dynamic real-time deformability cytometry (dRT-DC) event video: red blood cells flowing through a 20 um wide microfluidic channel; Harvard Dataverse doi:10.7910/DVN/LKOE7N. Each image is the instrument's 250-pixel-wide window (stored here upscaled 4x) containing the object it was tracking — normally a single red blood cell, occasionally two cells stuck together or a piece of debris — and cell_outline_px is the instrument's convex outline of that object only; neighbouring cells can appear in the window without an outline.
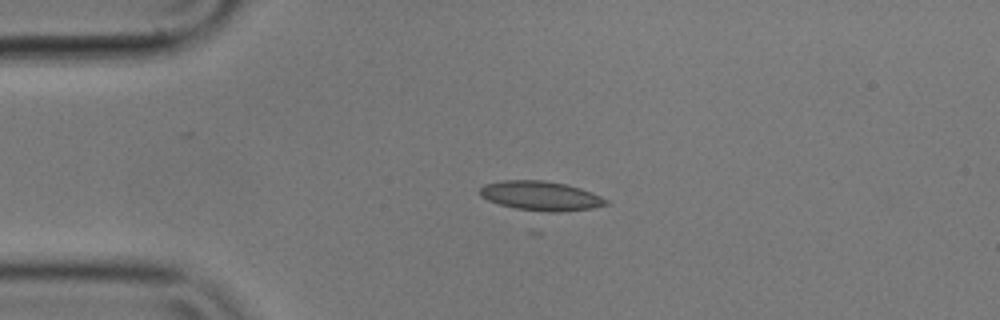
{"species": "common noctule bat (a hibernating species)", "species_latin": "Nyctalus noctula", "temperature_condition": "cold", "stored_images_in_passage": 6, "camera_frame_rate_fps": 3000, "um_per_image_px": 0.085, "animal": {"sex": "male", "body_mass_g": 17.9}, "frame": {"image": 1, "passage_image": 4, "time_ms": 1.0, "image_size_px": [1000, 320], "cell_outline_px": [[612, 204], [592, 208], [564, 212], [552, 212], [516, 208], [500, 204], [488, 200], [480, 196], [480, 188], [484, 184], [504, 180], [544, 180], [564, 184], [580, 188], [592, 192], [608, 200]], "centroid_in_image_um": [46.0, 16.65], "position_along_channel_um": 39.0, "area_um2": 21.56}}
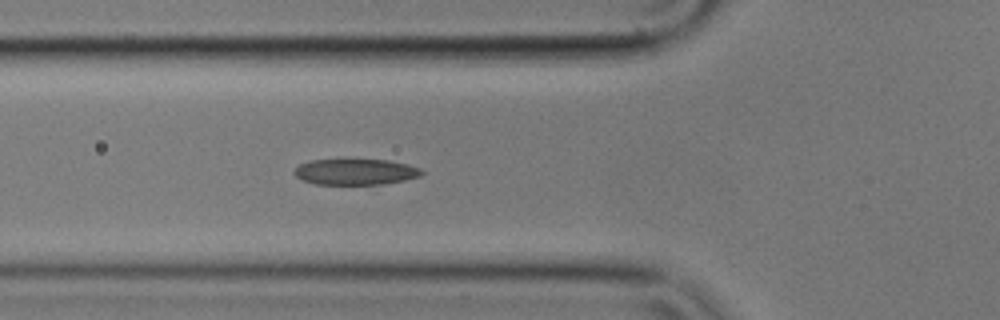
{"frame": {"image": 2, "passage_image": 6, "time_ms": 1.667, "image_size_px": [1000, 320], "cell_outline_px": [[424, 172], [420, 176], [404, 180], [380, 184], [316, 184], [300, 180], [292, 172], [300, 164], [308, 160], [388, 160], [408, 164], [420, 168]], "centroid_in_image_um": [30.19, 14.6], "position_along_channel_um": 95.6, "area_um2": 19.19}}